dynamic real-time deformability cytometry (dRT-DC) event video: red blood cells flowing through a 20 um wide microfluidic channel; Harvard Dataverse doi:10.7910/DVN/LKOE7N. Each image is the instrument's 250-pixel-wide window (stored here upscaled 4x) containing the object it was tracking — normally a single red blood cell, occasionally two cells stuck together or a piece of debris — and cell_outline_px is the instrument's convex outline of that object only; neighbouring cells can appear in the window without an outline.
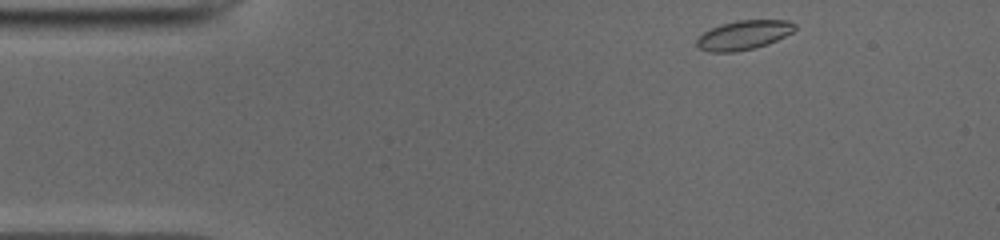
{"species": "common noctule bat (a hibernating species)", "species_latin": "Nyctalus noctula", "temperature_condition": "cold", "stored_images_in_passage": 45, "camera_frame_rate_fps": 3000, "um_per_image_px": 0.085, "animal": {"sex": "male", "body_mass_g": 19.0, "forearm_length_mm": 50.8}, "frame": {"image": 1, "passage_image": 1, "time_ms": 0.0, "image_size_px": [1000, 240], "cell_outline_px": [[796, 28], [792, 32], [768, 44], [736, 52], [712, 52], [700, 48], [696, 44], [696, 40], [704, 32], [720, 24], [736, 20], [788, 20], [796, 24]], "centroid_in_image_um": [63.22, 2.97], "position_along_channel_um": 21.8, "area_um2": 16.59}}
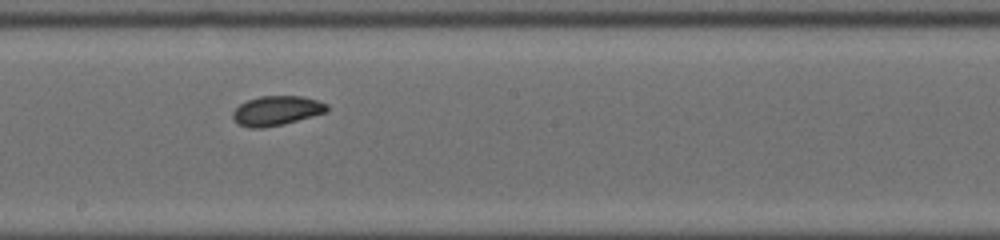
{"frame": {"image": 2, "passage_image": 22, "time_ms": 7.0, "image_size_px": [1000, 240], "cell_outline_px": [[328, 112], [284, 124], [260, 128], [252, 128], [240, 124], [232, 116], [232, 112], [240, 104], [248, 100], [260, 96], [300, 96], [316, 100], [328, 104]], "centroid_in_image_um": [23.54, 9.4], "position_along_channel_um": 224.7, "area_um2": 16.07}}
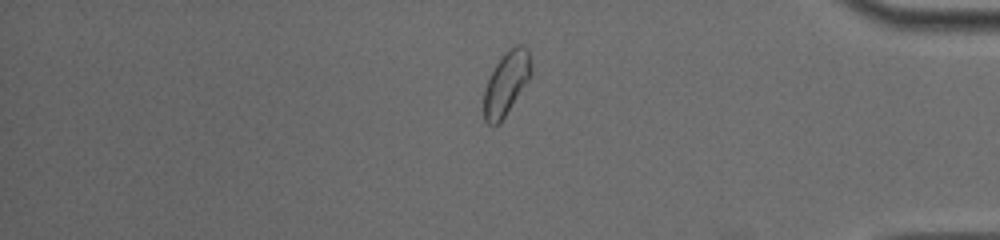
{"frame": {"image": 3, "passage_image": 37, "time_ms": 12.0, "image_size_px": [1000, 240], "cell_outline_px": [[532, 72], [528, 80], [500, 124], [488, 124], [484, 120], [484, 88], [496, 64], [504, 52], [508, 48], [516, 44], [524, 44], [528, 48], [532, 68]], "centroid_in_image_um": [43.04, 7.04], "position_along_channel_um": 392.2, "area_um2": 17.51}, "authors_computed_cell_mechanics": {"area_um2": 16.3574, "velocity_mm_per_s": 3.9156, "shape_relaxation_time_tau1_ms": 5.2358, "shape_relaxation_time_tau2_ms": null, "deformation_change_tau1": 0.1173, "deformation_change_tau2": null}}